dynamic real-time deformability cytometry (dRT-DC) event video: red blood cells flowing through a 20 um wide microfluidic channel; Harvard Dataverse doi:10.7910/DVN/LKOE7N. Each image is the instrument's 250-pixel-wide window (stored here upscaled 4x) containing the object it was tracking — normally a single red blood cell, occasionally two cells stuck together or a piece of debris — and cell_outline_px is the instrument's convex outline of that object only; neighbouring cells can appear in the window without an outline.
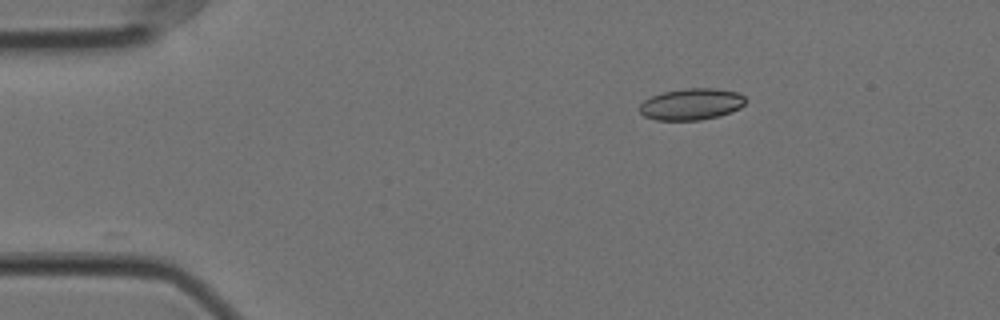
{"species": "Egyptian fruit bat (a non-hibernating species)", "species_latin": "Rousettus aegyptiacus", "temperature_condition": "cold", "stored_images_in_passage": 17, "camera_frame_rate_fps": 3000, "um_per_image_px": 0.085, "animal": {"sex": "female"}, "frame": {"image": 1, "passage_image": 1, "time_ms": 0.0, "image_size_px": [1000, 320], "cell_outline_px": [[748, 100], [740, 108], [720, 116], [700, 120], [656, 120], [644, 116], [640, 112], [640, 104], [644, 100], [652, 96], [664, 92], [684, 88], [716, 88], [736, 92], [744, 96]], "centroid_in_image_um": [58.79, 8.85], "position_along_channel_um": 26.2, "area_um2": 19.54}}
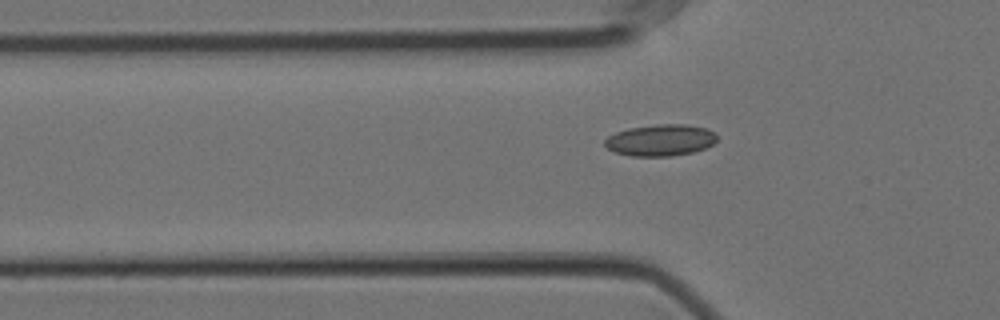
{"frame": {"image": 2, "passage_image": 10, "time_ms": 3.0, "image_size_px": [1000, 320], "cell_outline_px": [[716, 140], [712, 144], [704, 148], [692, 152], [672, 156], [632, 156], [616, 152], [608, 148], [604, 144], [604, 140], [608, 136], [616, 132], [628, 128], [656, 124], [688, 124], [708, 128], [716, 132]], "centroid_in_image_um": [56.15, 11.9], "position_along_channel_um": 69.6, "area_um2": 20.69}}
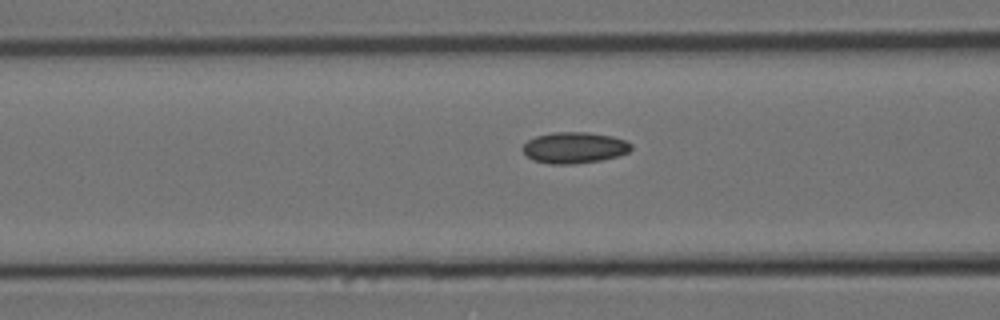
{"frame": {"image": 3, "passage_image": 14, "time_ms": 4.333, "image_size_px": [1000, 320], "cell_outline_px": [[632, 148], [628, 152], [616, 156], [600, 160], [572, 164], [548, 164], [532, 160], [520, 148], [528, 140], [536, 136], [552, 132], [584, 132], [612, 136], [624, 140], [632, 144]], "centroid_in_image_um": [48.78, 12.55], "position_along_channel_um": 117.8, "area_um2": 19.65}}